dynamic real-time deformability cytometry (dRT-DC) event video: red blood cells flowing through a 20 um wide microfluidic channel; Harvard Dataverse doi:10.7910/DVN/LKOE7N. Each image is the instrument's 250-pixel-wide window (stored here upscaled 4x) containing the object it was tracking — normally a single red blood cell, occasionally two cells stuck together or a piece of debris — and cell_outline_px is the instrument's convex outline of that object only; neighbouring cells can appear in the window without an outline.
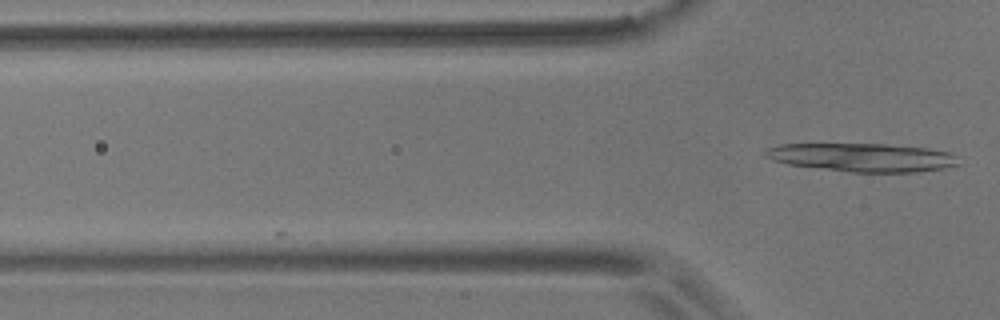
{"species": "common noctule bat (a hibernating species)", "species_latin": "Nyctalus noctula", "temperature_condition": "room temperature", "stored_images_in_passage": 5, "camera_frame_rate_fps": 3000, "um_per_image_px": 0.085, "animal": {"sex": "male", "body_mass_g": 17.9}, "frame": {"image": 1, "passage_image": 5, "time_ms": 1.333, "image_size_px": [1000, 320], "cell_outline_px": [[960, 164], [944, 168], [916, 172], [848, 172], [788, 164], [772, 160], [764, 156], [764, 148], [780, 144], [888, 144], [924, 148], [952, 152], [956, 156]], "centroid_in_image_um": [73.28, 13.38], "position_along_channel_um": 52.5, "area_um2": 32.14}}